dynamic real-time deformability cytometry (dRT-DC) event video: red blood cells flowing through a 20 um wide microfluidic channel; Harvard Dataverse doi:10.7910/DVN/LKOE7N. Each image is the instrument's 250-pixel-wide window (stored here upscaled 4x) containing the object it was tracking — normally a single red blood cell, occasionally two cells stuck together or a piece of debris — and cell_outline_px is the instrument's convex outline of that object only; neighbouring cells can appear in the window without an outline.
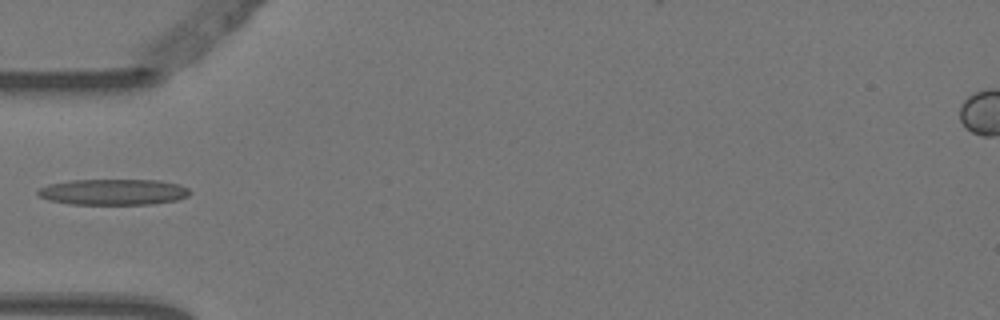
{"species": "Egyptian fruit bat (a non-hibernating species)", "species_latin": "Rousettus aegyptiacus", "temperature_condition": "warm", "stored_images_in_passage": 4, "camera_frame_rate_fps": 3000, "um_per_image_px": 0.085, "animal": {"sex": "female"}, "frame": {"image": 1, "passage_image": 4, "time_ms": 1.0, "image_size_px": [1000, 320], "cell_outline_px": [[192, 192], [188, 196], [176, 200], [152, 204], [68, 204], [48, 200], [40, 196], [36, 192], [40, 188], [48, 184], [72, 180], [160, 180], [180, 184], [188, 188]], "centroid_in_image_um": [9.65, 16.31], "position_along_channel_um": 75.3, "area_um2": 23.06}}